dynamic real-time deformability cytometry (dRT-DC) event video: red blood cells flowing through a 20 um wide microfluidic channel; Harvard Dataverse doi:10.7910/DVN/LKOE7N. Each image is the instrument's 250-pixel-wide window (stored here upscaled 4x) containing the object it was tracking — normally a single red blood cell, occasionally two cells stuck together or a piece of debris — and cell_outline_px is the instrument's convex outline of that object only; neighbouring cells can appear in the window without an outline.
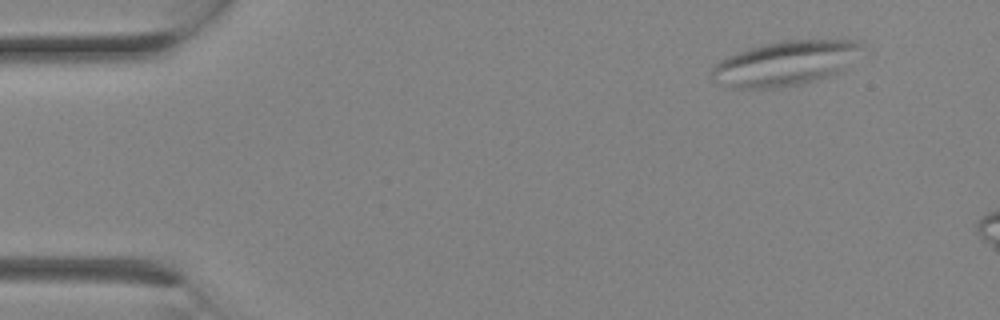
{"species": "Egyptian fruit bat (a non-hibernating species)", "species_latin": "Rousettus aegyptiacus", "temperature_condition": "room temperature", "stored_images_in_passage": 6, "camera_frame_rate_fps": 3000, "um_per_image_px": 0.085, "animal": {"sex": "female"}, "frame": {"image": 1, "passage_image": 1, "time_ms": 0.0, "image_size_px": [1000, 320], "cell_outline_px": [[860, 44], [844, 68], [828, 76], [816, 80], [800, 84], [780, 88], [732, 88], [712, 80], [712, 64], [728, 56], [748, 48], [764, 44], [784, 40], [856, 40]], "centroid_in_image_um": [66.61, 5.39], "position_along_channel_um": 18.4, "area_um2": 38.26}}